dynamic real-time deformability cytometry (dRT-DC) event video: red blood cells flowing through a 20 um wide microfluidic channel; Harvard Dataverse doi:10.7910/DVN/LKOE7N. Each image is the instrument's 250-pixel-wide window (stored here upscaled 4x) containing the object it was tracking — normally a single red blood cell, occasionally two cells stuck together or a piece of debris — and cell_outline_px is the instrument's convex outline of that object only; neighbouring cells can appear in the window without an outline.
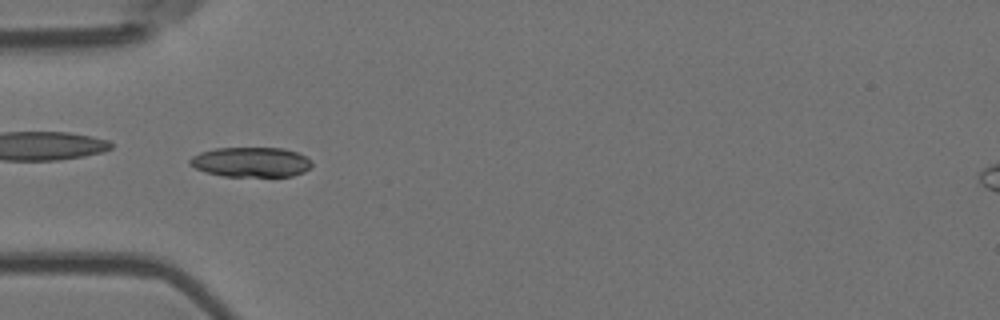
{"species": "Egyptian fruit bat (a non-hibernating species)", "species_latin": "Rousettus aegyptiacus", "temperature_condition": "room temperature", "stored_images_in_passage": 56, "camera_frame_rate_fps": 3000, "um_per_image_px": 0.085, "animal": {"sex": "female"}, "frame": {"image": 1, "passage_image": 18, "time_ms": 5.667, "image_size_px": [1000, 320], "cell_outline_px": [[312, 164], [304, 172], [292, 176], [224, 176], [204, 172], [188, 164], [188, 160], [192, 156], [200, 152], [216, 148], [284, 148], [296, 152], [312, 160]], "centroid_in_image_um": [21.31, 13.77], "position_along_channel_um": 63.7, "area_um2": 21.27}}
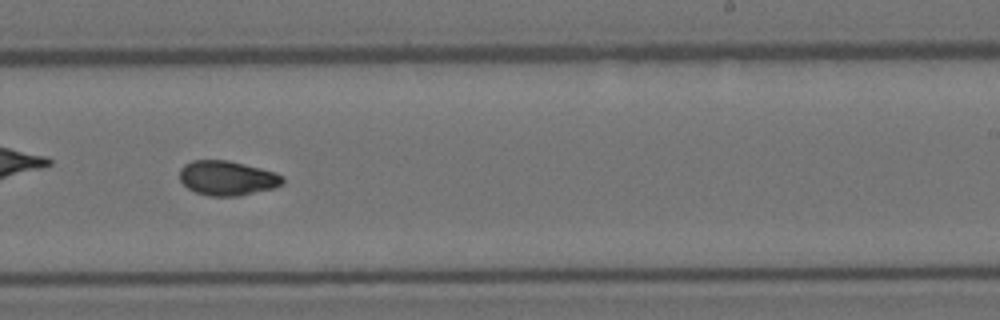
{"frame": {"image": 2, "passage_image": 35, "time_ms": 11.333, "image_size_px": [1000, 320], "cell_outline_px": [[284, 184], [272, 188], [240, 196], [208, 196], [196, 192], [188, 188], [180, 180], [180, 168], [184, 164], [192, 160], [228, 160], [276, 172], [284, 176]], "centroid_in_image_um": [19.32, 15.13], "position_along_channel_um": 269.7, "area_um2": 20.87}}
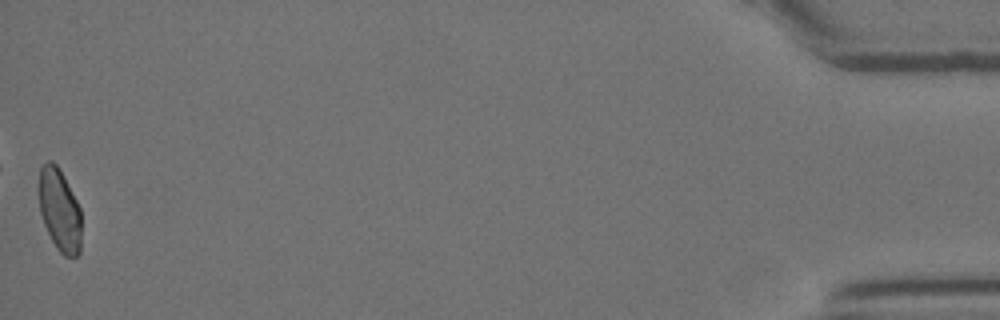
{"frame": {"image": 3, "passage_image": 56, "time_ms": 18.333, "image_size_px": [1000, 320], "cell_outline_px": [[80, 252], [76, 256], [64, 256], [56, 248], [44, 224], [40, 212], [36, 188], [40, 168], [48, 160], [52, 160], [56, 164], [76, 200], [80, 208]], "centroid_in_image_um": [5.01, 17.83], "position_along_channel_um": 430.2, "area_um2": 20.52}, "authors_computed_cell_mechanics": {"area_um2": 20.9814, "velocity_mm_per_s": 3.6542, "shape_relaxation_time_tau1_ms": 8.1233, "shape_relaxation_time_tau2_ms": 3.0542, "deformation_change_tau1": 0.1864, "deformation_change_tau2": 0.069}}